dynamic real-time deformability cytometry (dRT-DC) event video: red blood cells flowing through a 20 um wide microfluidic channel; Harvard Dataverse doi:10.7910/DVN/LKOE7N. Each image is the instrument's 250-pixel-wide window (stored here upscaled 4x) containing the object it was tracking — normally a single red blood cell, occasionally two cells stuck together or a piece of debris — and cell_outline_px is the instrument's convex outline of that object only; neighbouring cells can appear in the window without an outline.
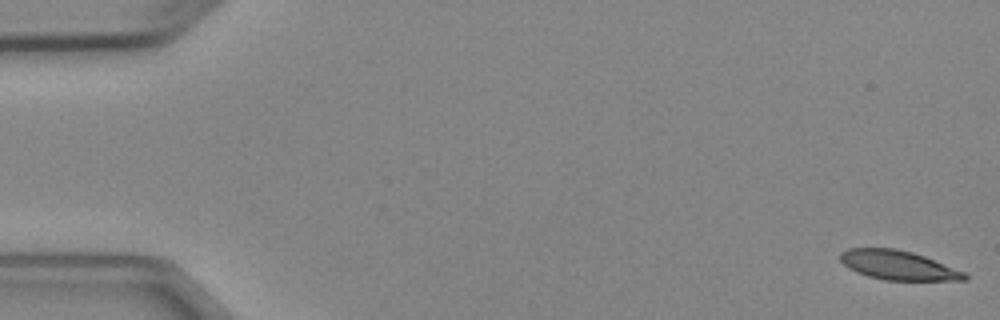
{"species": "Egyptian fruit bat (a non-hibernating species)", "species_latin": "Rousettus aegyptiacus", "temperature_condition": "cold", "stored_images_in_passage": 5, "camera_frame_rate_fps": 3000, "um_per_image_px": 0.085, "animal": {"sex": "female"}, "frame": {"image": 1, "passage_image": 1, "time_ms": 0.0, "image_size_px": [1000, 320], "cell_outline_px": [[968, 280], [884, 280], [868, 276], [856, 272], [848, 268], [840, 260], [840, 252], [848, 248], [896, 248], [912, 252], [924, 256], [964, 272], [968, 276]], "centroid_in_image_um": [76.3, 22.54], "position_along_channel_um": 8.7, "area_um2": 21.1}}
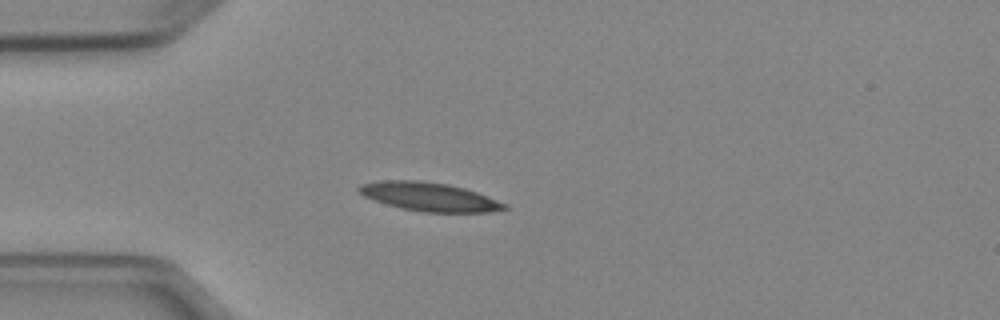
{"frame": {"image": 2, "passage_image": 4, "time_ms": 4.333, "image_size_px": [1000, 320], "cell_outline_px": [[508, 208], [488, 212], [424, 212], [400, 208], [364, 196], [356, 188], [360, 184], [380, 180], [420, 180], [448, 184], [464, 188], [476, 192], [508, 204]], "centroid_in_image_um": [36.48, 16.71], "position_along_channel_um": 48.5, "area_um2": 24.16}}